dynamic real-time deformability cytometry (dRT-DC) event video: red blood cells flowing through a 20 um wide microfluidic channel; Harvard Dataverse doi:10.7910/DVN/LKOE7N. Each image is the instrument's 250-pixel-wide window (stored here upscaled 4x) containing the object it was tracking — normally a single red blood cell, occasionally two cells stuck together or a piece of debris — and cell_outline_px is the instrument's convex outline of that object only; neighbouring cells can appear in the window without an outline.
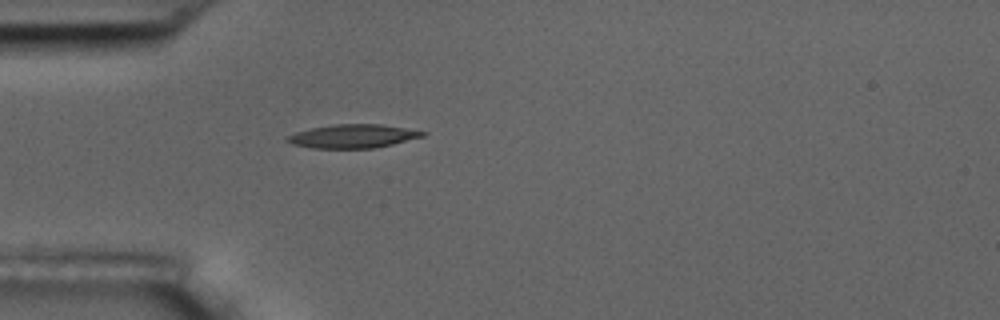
{"species": "common noctule bat (a hibernating species)", "species_latin": "Nyctalus noctula", "temperature_condition": "room temperature", "stored_images_in_passage": 1, "camera_frame_rate_fps": 3000, "um_per_image_px": 0.085, "animal": {"sex": "male", "body_mass_g": 17.5, "forearm_length_mm": 52.3}, "frame": {"image": 1, "passage_image": 1, "time_ms": 0.0, "image_size_px": [1000, 320], "cell_outline_px": [[428, 132], [424, 136], [376, 148], [312, 148], [292, 144], [284, 140], [288, 136], [296, 132], [312, 128], [332, 124], [380, 124]], "centroid_in_image_um": [29.98, 11.58], "position_along_channel_um": 55.0, "area_um2": 18.5}}